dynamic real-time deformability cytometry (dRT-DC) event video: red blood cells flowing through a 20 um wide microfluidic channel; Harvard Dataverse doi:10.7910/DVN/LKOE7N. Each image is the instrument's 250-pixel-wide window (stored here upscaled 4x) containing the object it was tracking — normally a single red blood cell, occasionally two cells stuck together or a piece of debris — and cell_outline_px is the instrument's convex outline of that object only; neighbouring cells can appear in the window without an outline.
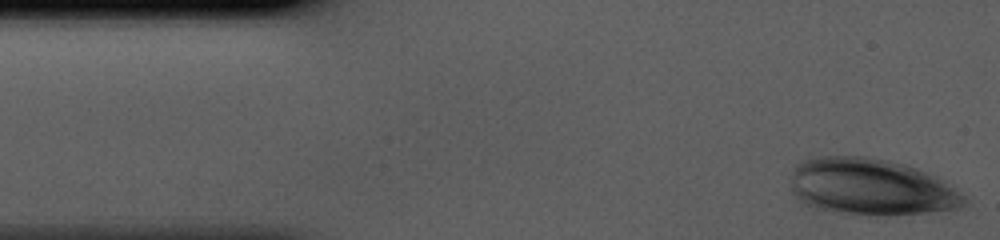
{"species": "human", "species_latin": "Homo sapiens", "temperature_condition": "cold", "stored_images_in_passage": 36, "camera_frame_rate_fps": 3000, "um_per_image_px": 0.085, "donor": {"sex": "male"}, "frame": {"image": 1, "passage_image": 1, "time_ms": 0.0, "image_size_px": [1000, 240], "cell_outline_px": [[968, 200], [960, 208], [928, 212], [852, 216], [800, 204], [792, 192], [792, 168], [800, 160], [820, 156], [864, 156], [888, 160], [904, 164], [916, 168], [936, 176], [964, 196]], "centroid_in_image_um": [73.96, 15.89], "position_along_channel_um": 11.0, "area_um2": 57.57}}
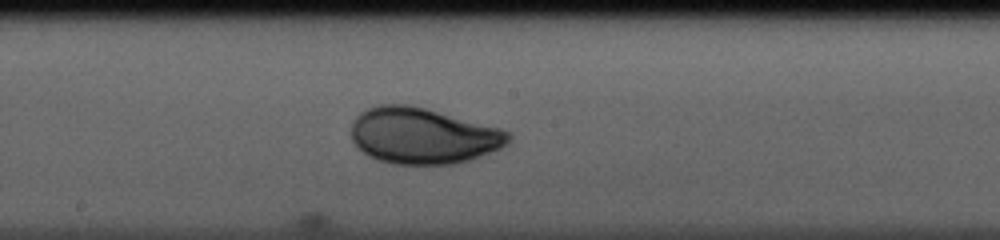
{"frame": {"image": 2, "passage_image": 21, "time_ms": 6.667, "image_size_px": [1000, 240], "cell_outline_px": [[512, 140], [508, 144], [500, 148], [468, 160], [456, 164], [392, 164], [368, 156], [352, 140], [352, 124], [356, 116], [360, 112], [368, 108], [380, 104], [408, 104], [424, 108], [500, 128], [512, 132]], "centroid_in_image_um": [35.96, 11.54], "position_along_channel_um": 212.2, "area_um2": 51.21}}
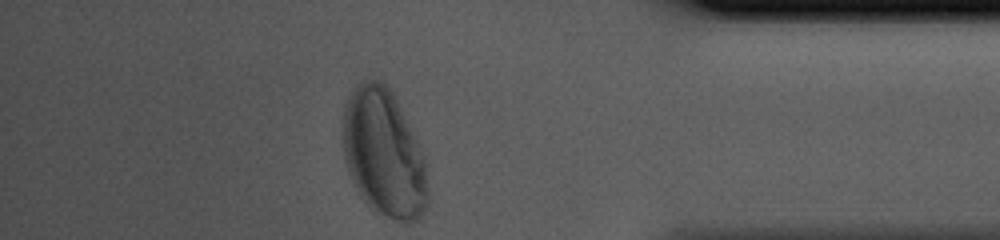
{"frame": {"image": 3, "passage_image": 36, "time_ms": 11.667, "image_size_px": [1000, 240], "cell_outline_px": [[428, 204], [420, 220], [408, 224], [404, 224], [376, 216], [364, 204], [348, 172], [344, 160], [344, 108], [348, 96], [356, 84], [360, 80], [380, 80], [388, 84], [424, 156], [428, 188]], "centroid_in_image_um": [32.63, 13.13], "position_along_channel_um": 402.6, "area_um2": 64.22}}